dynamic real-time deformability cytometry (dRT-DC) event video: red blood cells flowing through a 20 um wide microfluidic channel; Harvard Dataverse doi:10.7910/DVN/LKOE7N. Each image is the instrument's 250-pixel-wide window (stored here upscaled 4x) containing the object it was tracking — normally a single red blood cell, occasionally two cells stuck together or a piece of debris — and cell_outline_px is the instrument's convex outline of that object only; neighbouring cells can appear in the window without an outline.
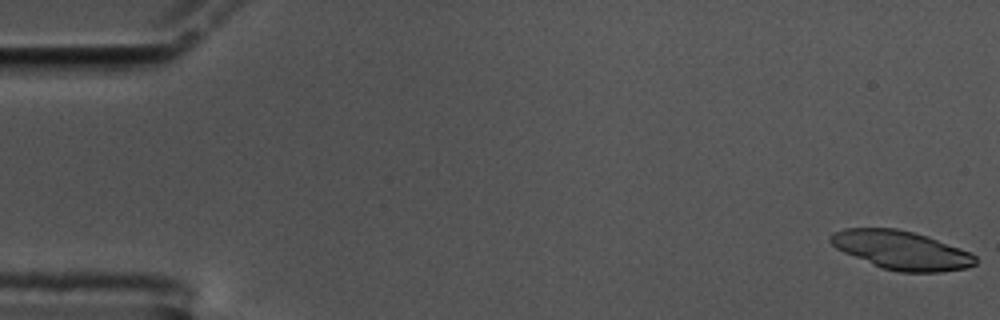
{"species": "common noctule bat (a hibernating species)", "species_latin": "Nyctalus noctula", "temperature_condition": "cold", "stored_images_in_passage": 57, "segment_of_instrument_passage": [1, 2], "camera_frame_rate_fps": 3000, "um_per_image_px": 0.085, "animal": {"sex": "male", "body_mass_g": 17.5, "forearm_length_mm": 52.3}, "frame": {"image": 1, "passage_image": 1, "time_ms": 0.0, "image_size_px": [1000, 320], "cell_outline_px": [[976, 264], [968, 268], [940, 272], [900, 272], [880, 268], [844, 252], [836, 248], [828, 240], [828, 236], [832, 232], [844, 228], [896, 228], [928, 236], [960, 248], [976, 256]], "centroid_in_image_um": [76.59, 21.26], "position_along_channel_um": 8.4, "area_um2": 32.71}}